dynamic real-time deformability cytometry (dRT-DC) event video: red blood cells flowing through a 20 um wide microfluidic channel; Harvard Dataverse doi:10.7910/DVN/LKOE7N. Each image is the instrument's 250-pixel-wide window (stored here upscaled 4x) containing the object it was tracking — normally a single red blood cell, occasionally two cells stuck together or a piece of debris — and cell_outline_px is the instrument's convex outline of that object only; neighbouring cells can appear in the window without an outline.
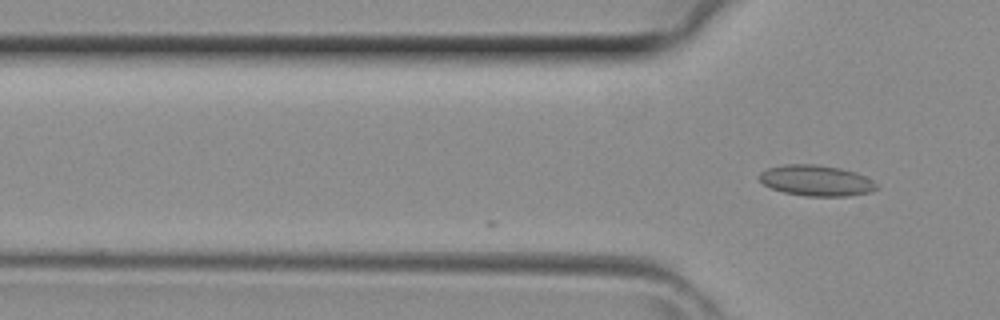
{"species": "common noctule bat (a hibernating species)", "species_latin": "Nyctalus noctula", "temperature_condition": "room temperature", "stored_images_in_passage": 11, "camera_frame_rate_fps": 3000, "um_per_image_px": 0.085, "animal": {"sex": "female", "body_mass_g": 29.2, "forearm_length_mm": 56.3}, "frame": {"image": 1, "passage_image": 11, "time_ms": 3.333, "image_size_px": [1000, 320], "cell_outline_px": [[876, 188], [872, 192], [848, 196], [804, 196], [784, 192], [772, 188], [764, 184], [756, 176], [760, 172], [768, 168], [784, 164], [816, 164], [840, 168], [856, 172], [872, 180], [876, 184]], "centroid_in_image_um": [69.36, 15.34], "position_along_channel_um": 56.4, "area_um2": 21.1}}